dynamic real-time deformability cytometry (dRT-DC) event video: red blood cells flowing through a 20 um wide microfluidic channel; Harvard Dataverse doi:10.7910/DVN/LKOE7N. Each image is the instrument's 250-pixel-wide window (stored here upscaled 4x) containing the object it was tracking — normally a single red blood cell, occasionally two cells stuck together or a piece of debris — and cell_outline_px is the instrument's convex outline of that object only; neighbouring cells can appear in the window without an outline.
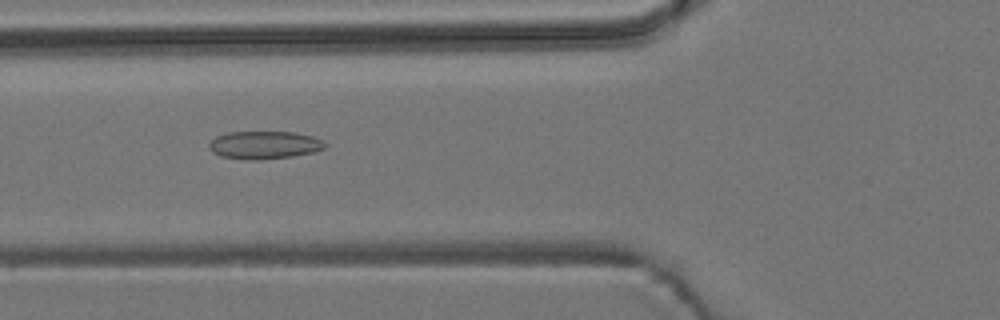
{"species": "common noctule bat (a hibernating species)", "species_latin": "Nyctalus noctula", "temperature_condition": "room temperature", "stored_images_in_passage": 56, "camera_frame_rate_fps": 3000, "um_per_image_px": 0.085, "animal": {"sex": "male", "body_mass_g": 19.2, "forearm_length_mm": 51.8}, "frame": {"image": 1, "passage_image": 21, "time_ms": 6.667, "image_size_px": [1000, 320], "cell_outline_px": [[328, 144], [324, 148], [316, 152], [292, 156], [260, 160], [252, 160], [220, 156], [212, 152], [208, 148], [208, 144], [216, 136], [228, 132], [296, 132], [312, 136], [324, 140]], "centroid_in_image_um": [22.49, 12.32], "position_along_channel_um": 103.3, "area_um2": 19.02}}
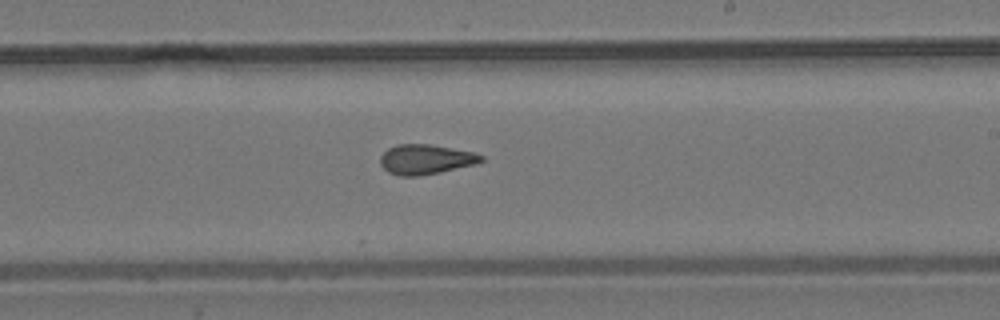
{"frame": {"image": 2, "passage_image": 33, "time_ms": 10.667, "image_size_px": [1000, 320], "cell_outline_px": [[484, 160], [476, 164], [440, 172], [416, 176], [400, 176], [388, 172], [380, 164], [380, 156], [388, 148], [396, 144], [428, 144], [472, 152], [484, 156]], "centroid_in_image_um": [36.16, 13.55], "position_along_channel_um": 252.8, "area_um2": 17.46}}
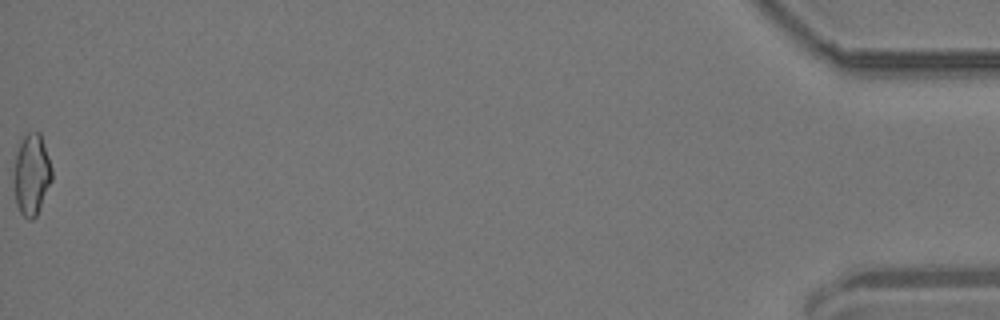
{"frame": {"image": 3, "passage_image": 56, "time_ms": 18.333, "image_size_px": [1000, 320], "cell_outline_px": [[52, 180], [36, 216], [32, 220], [28, 220], [20, 212], [16, 204], [12, 176], [16, 152], [24, 136], [28, 132], [40, 132], [52, 168]], "centroid_in_image_um": [2.66, 14.85], "position_along_channel_um": 432.5, "area_um2": 18.15}, "authors_computed_cell_mechanics": {"area_um2": 17.9469, "velocity_mm_per_s": 3.7292, "shape_relaxation_time_tau1_ms": null, "shape_relaxation_time_tau2_ms": 2.5937, "deformation_change_tau1": null, "deformation_change_tau2": 0.1009}}